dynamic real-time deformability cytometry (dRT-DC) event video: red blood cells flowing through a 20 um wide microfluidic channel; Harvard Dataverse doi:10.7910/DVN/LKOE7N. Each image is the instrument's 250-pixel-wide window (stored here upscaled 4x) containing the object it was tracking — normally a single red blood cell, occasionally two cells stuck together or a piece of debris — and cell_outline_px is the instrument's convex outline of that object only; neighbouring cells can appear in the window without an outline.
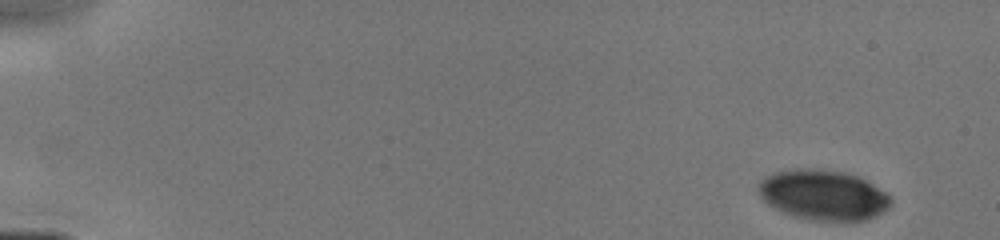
{"species": "human", "species_latin": "Homo sapiens", "temperature_condition": "cold", "stored_images_in_passage": 7, "camera_frame_rate_fps": 3000, "um_per_image_px": 0.085, "donor": {"sex": "male"}, "frame": {"image": 1, "passage_image": 1, "time_ms": 0.0, "image_size_px": [1000, 240], "cell_outline_px": [[892, 204], [884, 212], [868, 220], [848, 224], [844, 224], [808, 220], [792, 216], [768, 204], [760, 196], [760, 180], [776, 172], [800, 168], [808, 168], [844, 172], [860, 176], [888, 192], [892, 196]], "centroid_in_image_um": [70.09, 16.63], "position_along_channel_um": 14.9, "area_um2": 39.77}}
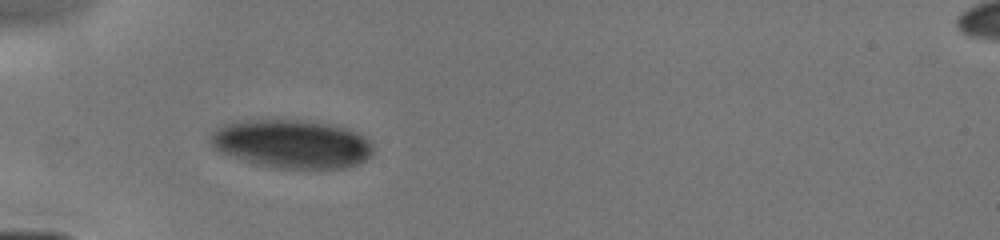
{"frame": {"image": 2, "passage_image": 6, "time_ms": 4.333, "image_size_px": [1000, 240], "cell_outline_px": [[372, 156], [348, 168], [272, 168], [256, 164], [220, 152], [212, 148], [208, 140], [208, 132], [216, 124], [236, 120], [304, 120], [348, 128], [364, 136], [372, 144]], "centroid_in_image_um": [24.69, 12.21], "position_along_channel_um": 60.3, "area_um2": 46.7}}